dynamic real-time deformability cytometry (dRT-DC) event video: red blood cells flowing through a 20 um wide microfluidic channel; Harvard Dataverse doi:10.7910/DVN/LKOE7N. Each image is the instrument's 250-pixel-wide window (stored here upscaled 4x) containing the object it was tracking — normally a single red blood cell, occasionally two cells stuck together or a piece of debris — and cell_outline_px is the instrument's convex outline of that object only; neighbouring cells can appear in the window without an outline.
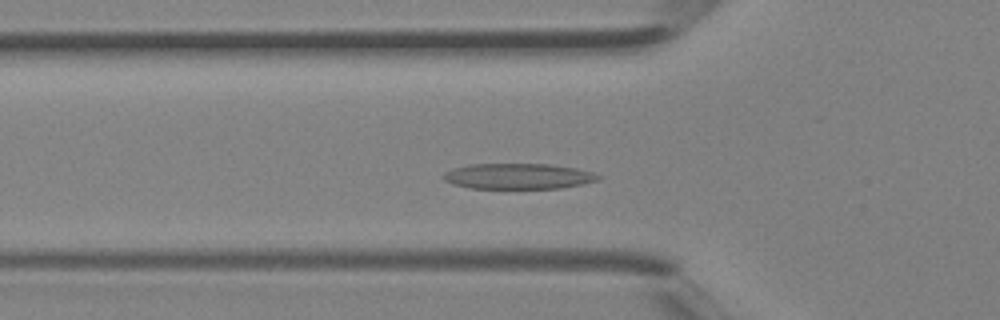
{"species": "Egyptian fruit bat (a non-hibernating species)", "species_latin": "Rousettus aegyptiacus", "temperature_condition": "room temperature", "stored_images_in_passage": 38, "segment_of_instrument_passage": [1, 2], "camera_frame_rate_fps": 3000, "um_per_image_px": 0.085, "animal": {"sex": "female"}, "frame": {"image": 1, "passage_image": 10, "time_ms": 3.0, "image_size_px": [1000, 320], "cell_outline_px": [[604, 176], [600, 180], [560, 188], [468, 188], [452, 184], [444, 180], [440, 176], [444, 172], [452, 168], [468, 164], [548, 164], [576, 168], [592, 172]], "centroid_in_image_um": [44.01, 14.97], "position_along_channel_um": 81.8, "area_um2": 23.29}}
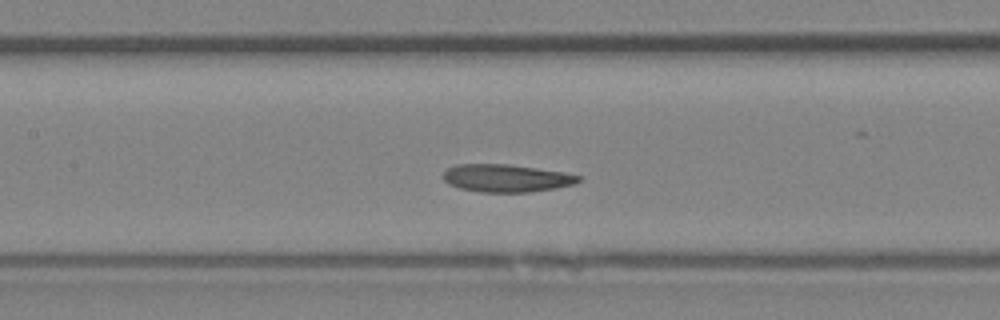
{"frame": {"image": 2, "passage_image": 15, "time_ms": 4.667, "image_size_px": [1000, 320], "cell_outline_px": [[584, 176], [580, 180], [572, 184], [556, 188], [528, 192], [480, 192], [460, 188], [448, 184], [440, 176], [448, 168], [456, 164], [508, 164], [564, 172]], "centroid_in_image_um": [43.01, 15.14], "position_along_channel_um": 164.4, "area_um2": 21.91}}
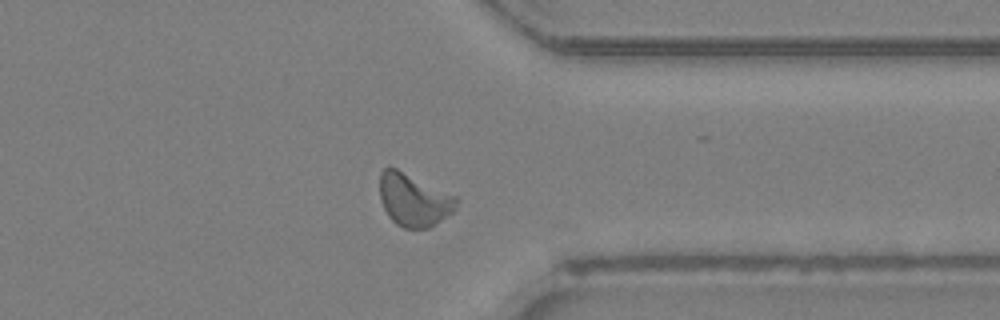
{"frame": {"image": 3, "passage_image": 28, "time_ms": 9.0, "image_size_px": [1000, 320], "cell_outline_px": [[456, 208], [452, 212], [428, 228], [404, 228], [396, 224], [388, 216], [380, 200], [380, 172], [384, 168], [396, 168], [456, 196]], "centroid_in_image_um": [35.14, 16.99], "position_along_channel_um": 376.3, "area_um2": 23.18}}